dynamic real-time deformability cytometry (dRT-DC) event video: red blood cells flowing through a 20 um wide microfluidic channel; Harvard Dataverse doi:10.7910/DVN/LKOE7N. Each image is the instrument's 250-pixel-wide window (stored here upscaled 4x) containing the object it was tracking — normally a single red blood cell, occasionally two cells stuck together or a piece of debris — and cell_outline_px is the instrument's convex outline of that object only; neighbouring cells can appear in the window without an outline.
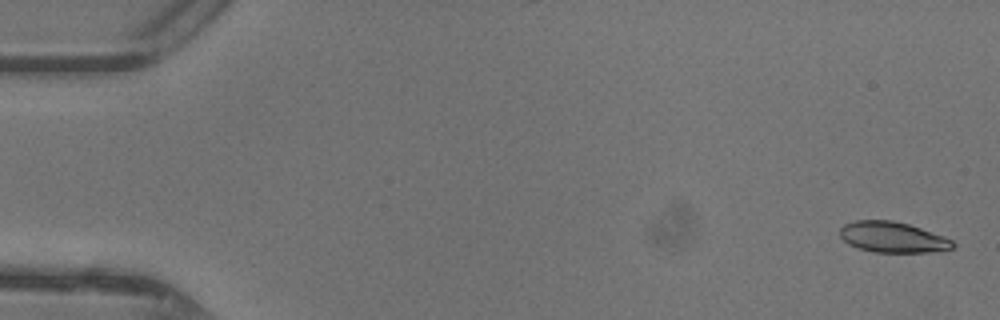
{"species": "common noctule bat (a hibernating species)", "species_latin": "Nyctalus noctula", "temperature_condition": "warm", "stored_images_in_passage": 10, "camera_frame_rate_fps": 3000, "um_per_image_px": 0.085, "animal": {"sex": "female"}, "frame": {"image": 1, "passage_image": 2, "time_ms": 0.333, "image_size_px": [1000, 320], "cell_outline_px": [[956, 244], [952, 248], [928, 252], [876, 252], [860, 248], [848, 244], [840, 236], [840, 228], [844, 224], [856, 220], [892, 220], [908, 224], [944, 236], [952, 240]], "centroid_in_image_um": [75.86, 20.15], "position_along_channel_um": 9.1, "area_um2": 20.0}}